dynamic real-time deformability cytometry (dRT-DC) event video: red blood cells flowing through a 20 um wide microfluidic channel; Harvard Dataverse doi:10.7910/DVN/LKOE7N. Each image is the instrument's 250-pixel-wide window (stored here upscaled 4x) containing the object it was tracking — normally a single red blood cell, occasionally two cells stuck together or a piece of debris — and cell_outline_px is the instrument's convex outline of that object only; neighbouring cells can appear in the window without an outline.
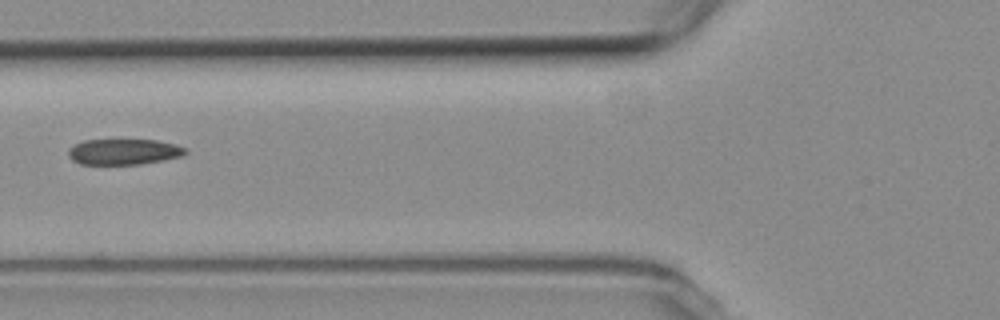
{"species": "common noctule bat (a hibernating species)", "species_latin": "Nyctalus noctula", "temperature_condition": "room temperature", "stored_images_in_passage": 4, "camera_frame_rate_fps": 3000, "um_per_image_px": 0.085, "animal": {"sex": "female", "body_mass_g": 19.3, "forearm_length_mm": 54.1}, "frame": {"image": 1, "passage_image": 4, "time_ms": 4.333, "image_size_px": [1000, 320], "cell_outline_px": [[188, 152], [184, 156], [164, 160], [140, 164], [80, 164], [72, 160], [68, 156], [68, 148], [84, 140], [156, 140], [176, 144], [188, 148]], "centroid_in_image_um": [10.56, 12.9], "position_along_channel_um": 115.2, "area_um2": 17.74}}